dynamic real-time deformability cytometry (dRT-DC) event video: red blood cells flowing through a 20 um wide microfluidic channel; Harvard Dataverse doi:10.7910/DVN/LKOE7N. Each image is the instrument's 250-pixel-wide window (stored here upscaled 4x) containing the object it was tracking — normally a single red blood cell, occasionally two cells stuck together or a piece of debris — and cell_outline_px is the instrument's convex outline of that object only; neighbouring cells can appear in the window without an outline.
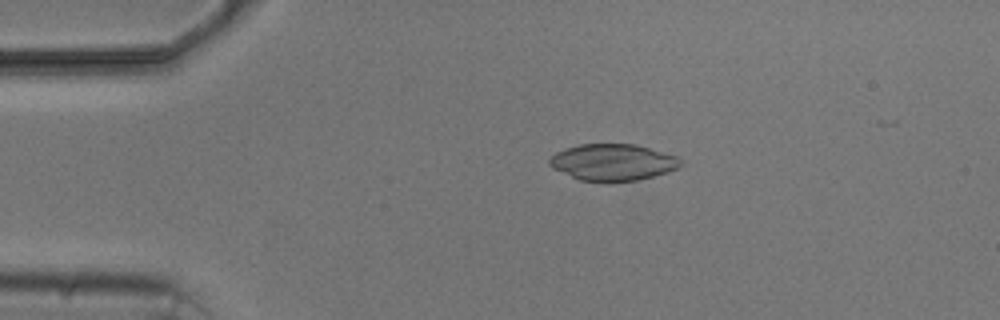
{"species": "common noctule bat (a hibernating species)", "species_latin": "Nyctalus noctula", "temperature_condition": "cold", "stored_images_in_passage": 5, "camera_frame_rate_fps": 3000, "um_per_image_px": 0.085, "animal": {"sex": "male", "body_mass_g": 20.5, "forearm_length_mm": 52.5}, "frame": {"image": 1, "passage_image": 4, "time_ms": 3.333, "image_size_px": [1000, 320], "cell_outline_px": [[684, 160], [680, 168], [668, 172], [636, 180], [580, 180], [552, 168], [548, 164], [548, 160], [556, 152], [564, 148], [580, 144], [636, 144], [676, 156]], "centroid_in_image_um": [52.1, 13.77], "position_along_channel_um": 32.9, "area_um2": 27.69}}